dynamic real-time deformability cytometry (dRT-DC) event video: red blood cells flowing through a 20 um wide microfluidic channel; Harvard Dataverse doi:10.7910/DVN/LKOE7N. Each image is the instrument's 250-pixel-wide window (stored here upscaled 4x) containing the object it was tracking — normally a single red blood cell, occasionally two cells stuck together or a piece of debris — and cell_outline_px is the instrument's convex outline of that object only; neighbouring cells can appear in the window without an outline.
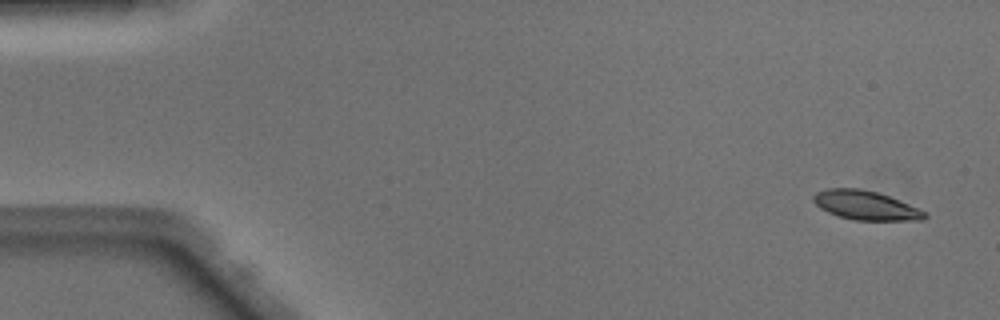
{"species": "Egyptian fruit bat (a non-hibernating species)", "species_latin": "Rousettus aegyptiacus", "temperature_condition": "warm", "stored_images_in_passage": 20, "camera_frame_rate_fps": 3000, "um_per_image_px": 0.085, "animal": {"sex": "male"}, "frame": {"image": 1, "passage_image": 3, "time_ms": 0.667, "image_size_px": [1000, 320], "cell_outline_px": [[928, 216], [924, 220], [852, 220], [828, 212], [820, 208], [812, 200], [812, 196], [816, 192], [828, 188], [860, 188], [876, 192], [888, 196], [928, 212]], "centroid_in_image_um": [73.58, 17.45], "position_along_channel_um": 11.4, "area_um2": 18.84}}
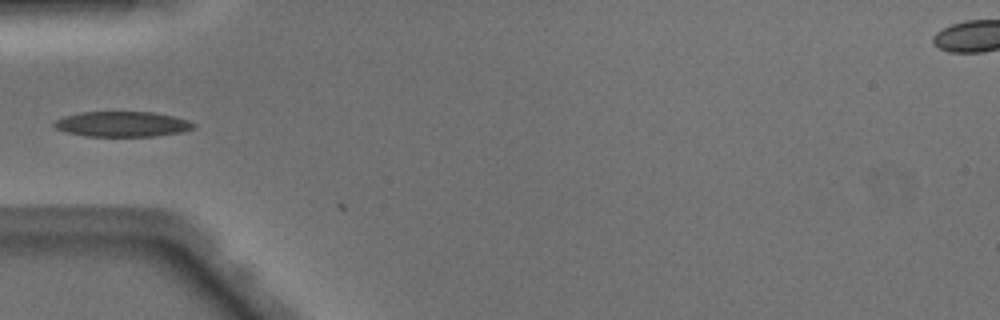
{"frame": {"image": 2, "passage_image": 17, "time_ms": 5.333, "image_size_px": [1000, 320], "cell_outline_px": [[196, 128], [180, 132], [152, 136], [88, 136], [64, 132], [56, 128], [52, 124], [56, 120], [64, 116], [80, 112], [152, 112], [172, 116], [188, 120], [196, 124]], "centroid_in_image_um": [10.38, 10.55], "position_along_channel_um": 74.6, "area_um2": 20.46}}